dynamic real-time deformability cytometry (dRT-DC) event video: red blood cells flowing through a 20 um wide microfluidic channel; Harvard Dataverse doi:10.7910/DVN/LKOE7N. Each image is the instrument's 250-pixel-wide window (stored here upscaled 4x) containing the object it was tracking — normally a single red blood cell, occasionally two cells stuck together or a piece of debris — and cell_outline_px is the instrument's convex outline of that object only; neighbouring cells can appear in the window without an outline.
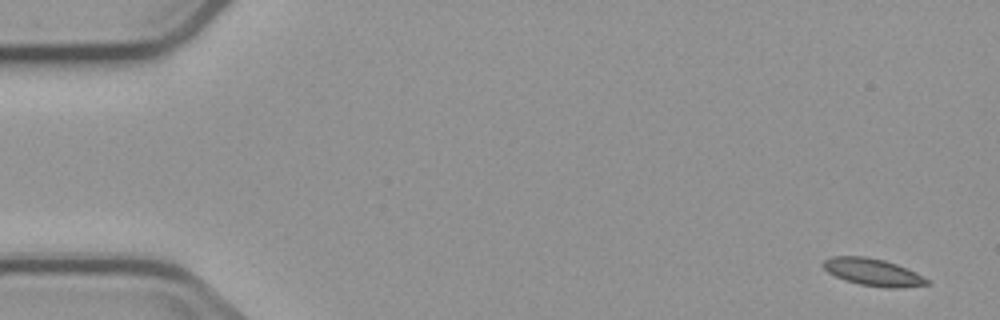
{"species": "common noctule bat (a hibernating species)", "species_latin": "Nyctalus noctula", "temperature_condition": "cold", "stored_images_in_passage": 5, "camera_frame_rate_fps": 3000, "um_per_image_px": 0.085, "animal": {"sex": "male", "body_mass_g": 23.1, "forearm_length_mm": 52.7}, "frame": {"image": 1, "passage_image": 1, "time_ms": 0.0, "image_size_px": [1000, 320], "cell_outline_px": [[928, 284], [896, 288], [888, 288], [860, 284], [844, 280], [828, 272], [824, 268], [824, 260], [832, 256], [864, 256], [884, 260], [896, 264], [916, 272], [928, 280]], "centroid_in_image_um": [74.18, 23.12], "position_along_channel_um": 10.8, "area_um2": 16.18}}
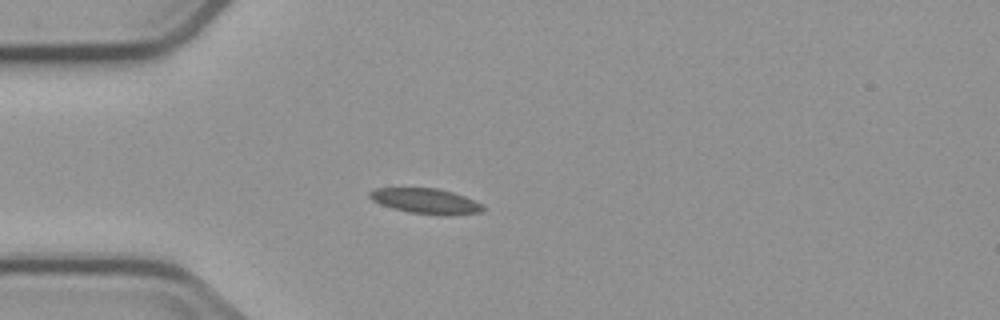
{"frame": {"image": 2, "passage_image": 4, "time_ms": 4.333, "image_size_px": [1000, 320], "cell_outline_px": [[484, 208], [480, 212], [452, 216], [440, 216], [408, 212], [392, 208], [380, 204], [372, 200], [368, 196], [368, 192], [376, 188], [440, 188], [464, 196], [480, 204]], "centroid_in_image_um": [36.16, 17.1], "position_along_channel_um": 48.8, "area_um2": 16.82}}